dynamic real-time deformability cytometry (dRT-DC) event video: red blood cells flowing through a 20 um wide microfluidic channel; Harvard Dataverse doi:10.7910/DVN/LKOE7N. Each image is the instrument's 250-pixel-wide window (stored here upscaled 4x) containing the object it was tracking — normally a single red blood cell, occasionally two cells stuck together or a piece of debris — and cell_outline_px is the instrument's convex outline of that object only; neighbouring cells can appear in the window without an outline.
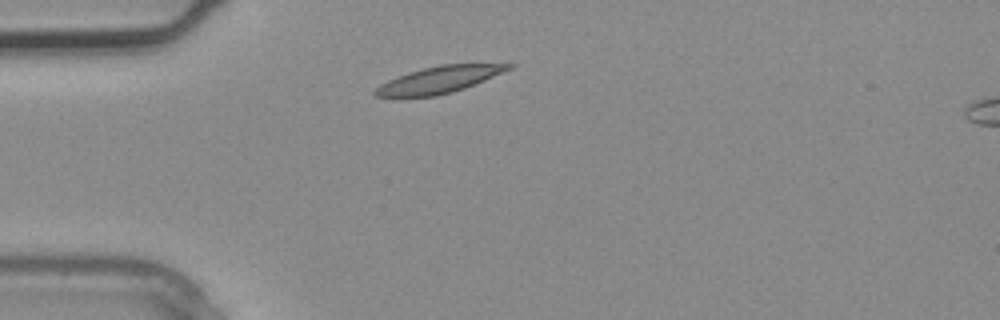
{"species": "common noctule bat (a hibernating species)", "species_latin": "Nyctalus noctula", "temperature_condition": "warm", "stored_images_in_passage": 2, "camera_frame_rate_fps": 3000, "um_per_image_px": 0.085, "animal": {"sex": "male", "body_mass_g": 20.4}, "frame": {"image": 1, "passage_image": 1, "time_ms": 0.0, "image_size_px": [1000, 320], "cell_outline_px": [[516, 64], [512, 68], [484, 80], [464, 88], [452, 92], [436, 96], [376, 96], [372, 92], [380, 84], [396, 76], [408, 72], [440, 64]], "centroid_in_image_um": [37.3, 6.77], "position_along_channel_um": 47.7, "area_um2": 20.4}}